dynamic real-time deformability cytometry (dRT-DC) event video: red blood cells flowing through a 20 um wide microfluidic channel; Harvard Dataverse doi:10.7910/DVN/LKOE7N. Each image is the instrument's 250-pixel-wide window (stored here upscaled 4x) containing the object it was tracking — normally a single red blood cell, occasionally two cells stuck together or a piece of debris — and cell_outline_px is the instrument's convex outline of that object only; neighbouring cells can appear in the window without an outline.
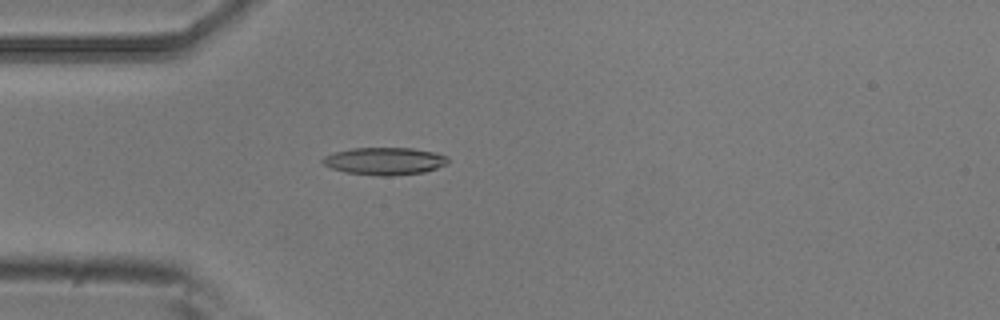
{"species": "common noctule bat (a hibernating species)", "species_latin": "Nyctalus noctula", "temperature_condition": "room temperature", "stored_images_in_passage": 4, "camera_frame_rate_fps": 3000, "um_per_image_px": 0.085, "animal": {"sex": "male", "body_mass_g": 20.5, "forearm_length_mm": 52.5}, "frame": {"image": 1, "passage_image": 4, "time_ms": 1.0, "image_size_px": [1000, 320], "cell_outline_px": [[448, 160], [444, 164], [436, 168], [424, 172], [392, 176], [380, 176], [344, 172], [332, 168], [324, 164], [320, 160], [324, 156], [336, 152], [352, 148], [412, 148], [432, 152], [448, 156]], "centroid_in_image_um": [32.67, 13.7], "position_along_channel_um": 52.3, "area_um2": 19.88}}